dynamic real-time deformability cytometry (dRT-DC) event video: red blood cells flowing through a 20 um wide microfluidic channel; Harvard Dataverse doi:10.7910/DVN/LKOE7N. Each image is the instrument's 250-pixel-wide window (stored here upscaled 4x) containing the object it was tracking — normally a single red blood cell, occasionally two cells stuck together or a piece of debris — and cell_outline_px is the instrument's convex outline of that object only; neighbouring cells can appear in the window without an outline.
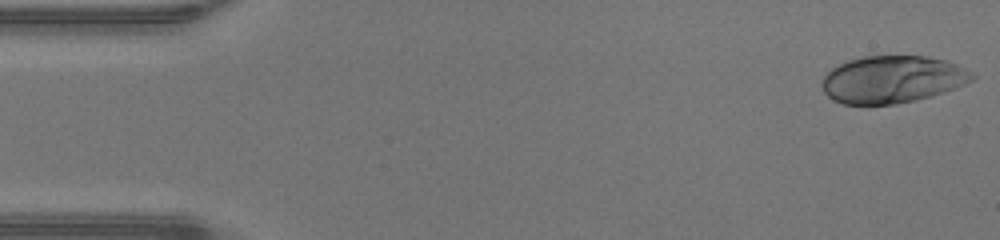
{"species": "human", "species_latin": "Homo sapiens", "temperature_condition": "warm", "stored_images_in_passage": 47, "camera_frame_rate_fps": 3000, "um_per_image_px": 0.085, "donor": {"sex": "male"}, "frame": {"image": 1, "passage_image": 1, "time_ms": 0.0, "image_size_px": [1000, 240], "cell_outline_px": [[976, 76], [972, 80], [956, 88], [932, 96], [916, 100], [896, 104], [844, 104], [832, 100], [824, 92], [820, 84], [820, 80], [832, 68], [848, 60], [864, 56], [924, 56], [944, 60], [956, 64], [964, 68]], "centroid_in_image_um": [75.82, 6.75], "position_along_channel_um": 9.2, "area_um2": 41.38}}
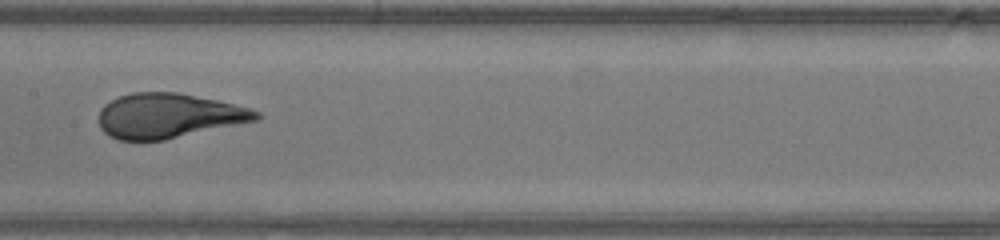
{"frame": {"image": 2, "passage_image": 23, "time_ms": 7.333, "image_size_px": [1000, 240], "cell_outline_px": [[260, 120], [164, 140], [116, 140], [108, 136], [100, 128], [100, 108], [104, 104], [120, 96], [132, 92], [176, 92], [216, 100], [248, 108], [260, 112]], "centroid_in_image_um": [14.31, 9.85], "position_along_channel_um": 193.1, "area_um2": 40.98}}
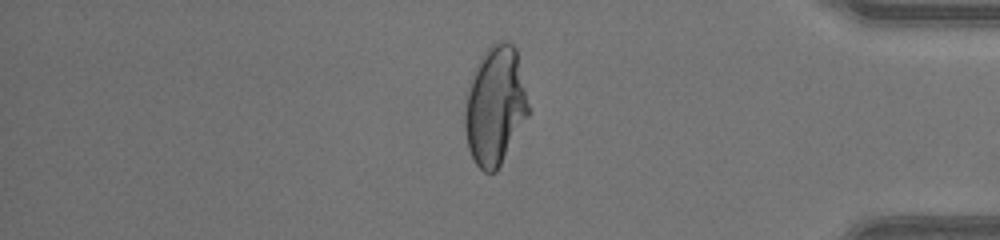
{"frame": {"image": 3, "passage_image": 39, "time_ms": 12.667, "image_size_px": [1000, 240], "cell_outline_px": [[532, 112], [496, 172], [484, 172], [476, 164], [468, 148], [464, 128], [464, 112], [468, 80], [480, 56], [496, 40], [504, 40], [512, 44], [516, 48]], "centroid_in_image_um": [42.1, 8.97], "position_along_channel_um": 393.1, "area_um2": 45.03}, "authors_computed_cell_mechanics": {"area_um2": 41.6738, "velocity_mm_per_s": 4.3346, "shape_relaxation_time_tau1_ms": 5.2551, "shape_relaxation_time_tau2_ms": null, "deformation_change_tau1": 0.2657, "deformation_change_tau2": null}}